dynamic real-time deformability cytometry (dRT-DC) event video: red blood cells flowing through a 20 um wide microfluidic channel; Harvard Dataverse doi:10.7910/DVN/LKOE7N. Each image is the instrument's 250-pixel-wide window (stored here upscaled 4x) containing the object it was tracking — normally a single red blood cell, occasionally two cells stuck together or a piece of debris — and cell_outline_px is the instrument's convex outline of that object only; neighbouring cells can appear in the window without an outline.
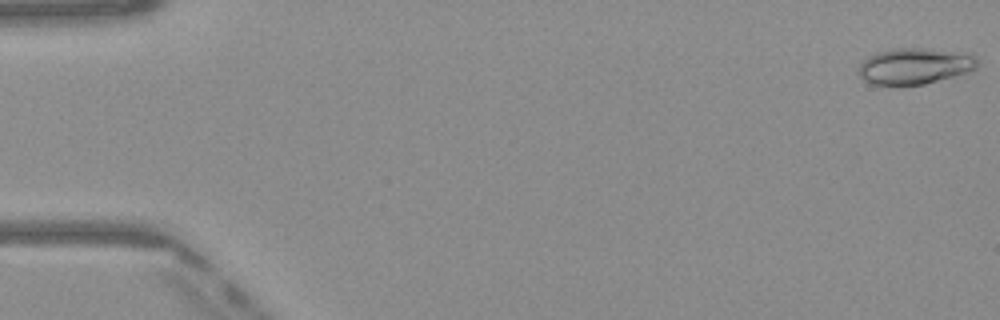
{"species": "Egyptian fruit bat (a non-hibernating species)", "species_latin": "Rousettus aegyptiacus", "temperature_condition": "warm", "stored_images_in_passage": 26, "camera_frame_rate_fps": 3000, "um_per_image_px": 0.085, "frame": {"image": 1, "passage_image": 1, "time_ms": 0.0, "image_size_px": [1000, 320], "cell_outline_px": [[976, 68], [968, 72], [924, 84], [892, 88], [872, 84], [864, 80], [860, 76], [860, 64], [868, 56], [876, 52], [888, 48], [928, 48], [968, 52], [976, 56]], "centroid_in_image_um": [77.73, 5.63], "position_along_channel_um": 7.3, "area_um2": 25.78}}
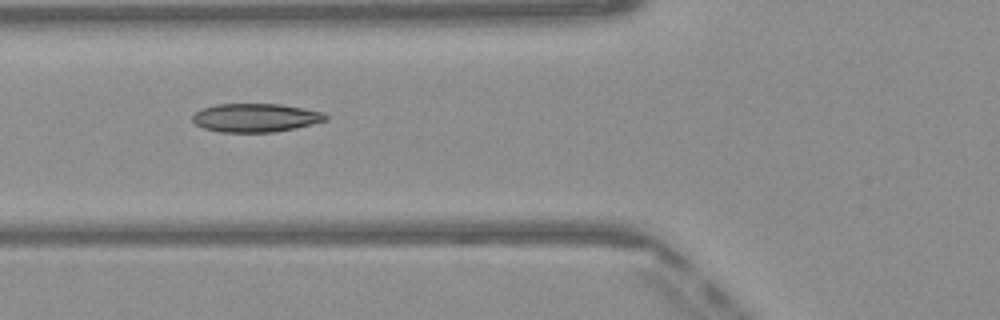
{"frame": {"image": 2, "passage_image": 19, "time_ms": 6.0, "image_size_px": [1000, 320], "cell_outline_px": [[328, 120], [296, 128], [272, 132], [220, 132], [204, 128], [196, 124], [192, 120], [192, 116], [196, 112], [204, 108], [216, 104], [280, 104], [324, 112], [328, 116]], "centroid_in_image_um": [21.75, 10.01], "position_along_channel_um": 104.1, "area_um2": 22.08}}
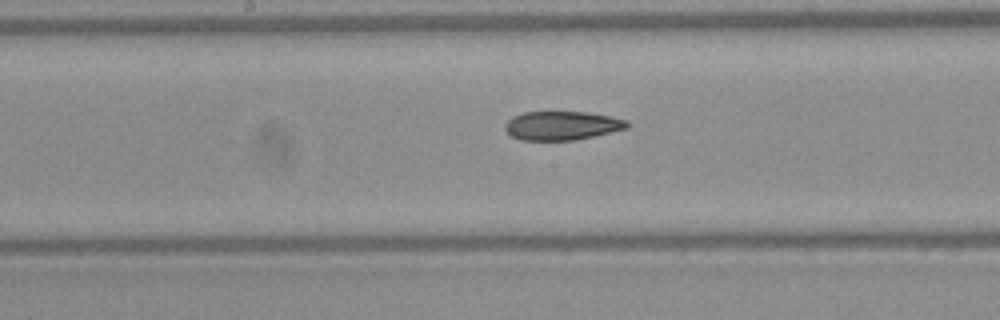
{"frame": {"image": 3, "passage_image": 26, "time_ms": 8.333, "image_size_px": [1000, 320], "cell_outline_px": [[628, 128], [592, 136], [572, 140], [520, 140], [512, 136], [504, 128], [504, 124], [512, 116], [524, 112], [588, 112], [628, 120]], "centroid_in_image_um": [47.73, 10.67], "position_along_channel_um": 200.5, "area_um2": 20.35}}